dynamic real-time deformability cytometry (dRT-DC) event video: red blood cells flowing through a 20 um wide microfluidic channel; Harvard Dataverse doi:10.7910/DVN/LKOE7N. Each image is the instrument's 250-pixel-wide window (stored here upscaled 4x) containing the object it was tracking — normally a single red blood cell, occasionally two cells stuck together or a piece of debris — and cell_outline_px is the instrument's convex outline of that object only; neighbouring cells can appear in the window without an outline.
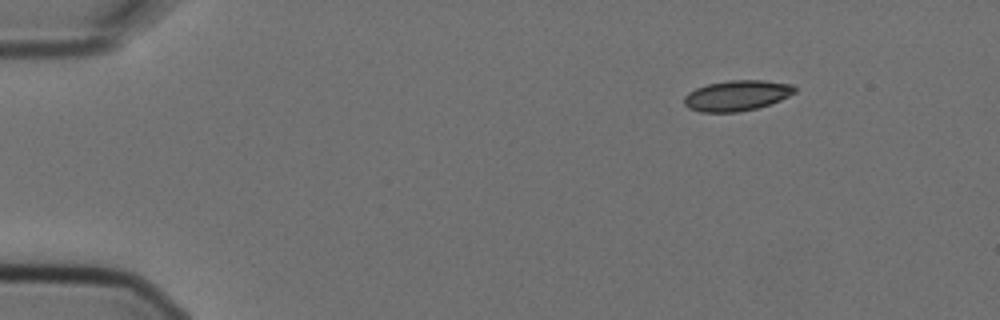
{"species": "Egyptian fruit bat (a non-hibernating species)", "species_latin": "Rousettus aegyptiacus", "temperature_condition": "cold", "stored_images_in_passage": 4, "camera_frame_rate_fps": 3000, "um_per_image_px": 0.085, "animal": {"sex": "female"}, "frame": {"image": 1, "passage_image": 1, "time_ms": 0.0, "image_size_px": [1000, 320], "cell_outline_px": [[796, 92], [780, 100], [756, 108], [736, 112], [700, 112], [688, 108], [684, 104], [684, 96], [688, 92], [696, 88], [708, 84], [728, 80], [764, 80], [792, 84], [796, 88]], "centroid_in_image_um": [62.61, 8.11], "position_along_channel_um": 22.4, "area_um2": 19.65}}
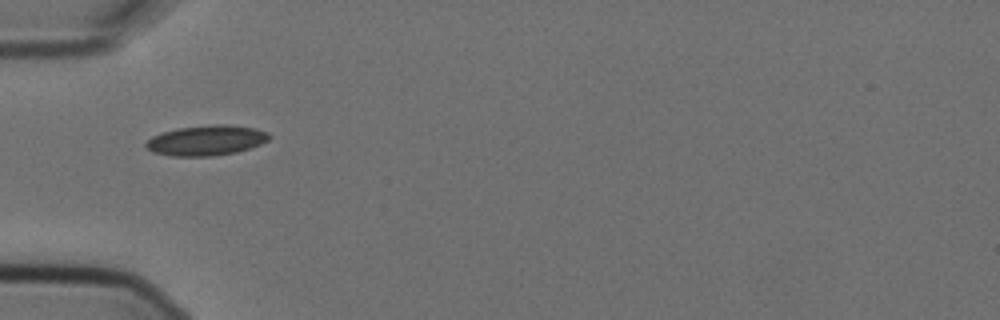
{"frame": {"image": 2, "passage_image": 4, "time_ms": 1.0, "image_size_px": [1000, 320], "cell_outline_px": [[272, 136], [268, 140], [260, 144], [236, 152], [212, 156], [172, 156], [152, 152], [144, 144], [152, 136], [176, 128], [212, 124], [228, 124], [256, 128], [268, 132]], "centroid_in_image_um": [17.55, 11.92], "position_along_channel_um": 67.4, "area_um2": 21.73}}